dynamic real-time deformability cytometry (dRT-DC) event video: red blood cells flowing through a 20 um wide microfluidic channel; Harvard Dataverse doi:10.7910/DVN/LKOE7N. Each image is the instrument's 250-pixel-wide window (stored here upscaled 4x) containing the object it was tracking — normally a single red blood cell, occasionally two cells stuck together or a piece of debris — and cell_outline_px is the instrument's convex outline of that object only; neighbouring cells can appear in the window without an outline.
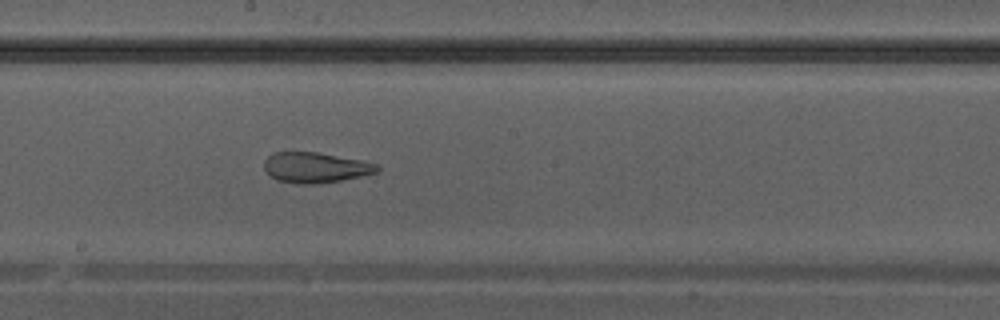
{"species": "Egyptian fruit bat (a non-hibernating species)", "species_latin": "Rousettus aegyptiacus", "temperature_condition": "warm", "stored_images_in_passage": 32, "camera_frame_rate_fps": 3000, "um_per_image_px": 0.085, "animal": {"sex": "male"}, "frame": {"image": 1, "passage_image": 14, "time_ms": 4.333, "image_size_px": [1000, 320], "cell_outline_px": [[380, 168], [376, 172], [360, 176], [340, 180], [316, 184], [300, 184], [276, 180], [264, 168], [264, 160], [272, 152], [316, 152], [364, 160], [376, 164]], "centroid_in_image_um": [26.8, 14.23], "position_along_channel_um": 221.4, "area_um2": 19.94}}